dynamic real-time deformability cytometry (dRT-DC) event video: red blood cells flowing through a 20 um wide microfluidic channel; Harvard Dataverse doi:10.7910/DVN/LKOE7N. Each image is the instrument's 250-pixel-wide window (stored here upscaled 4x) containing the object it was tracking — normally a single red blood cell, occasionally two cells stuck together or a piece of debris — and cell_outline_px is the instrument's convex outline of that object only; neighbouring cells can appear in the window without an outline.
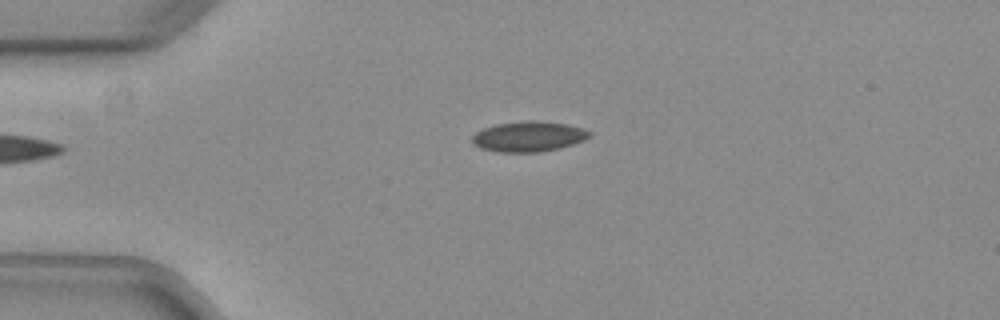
{"species": "common noctule bat (a hibernating species)", "species_latin": "Nyctalus noctula", "temperature_condition": "warm", "stored_images_in_passage": 41, "camera_frame_rate_fps": 3000, "um_per_image_px": 0.085, "animal": {"sex": "female", "body_mass_g": 29.2, "forearm_length_mm": 56.3}, "frame": {"image": 1, "passage_image": 1, "time_ms": 0.0, "image_size_px": [1000, 320], "cell_outline_px": [[592, 136], [584, 140], [572, 144], [556, 148], [536, 152], [500, 152], [480, 148], [472, 140], [472, 136], [476, 132], [484, 128], [496, 124], [528, 120], [536, 120], [568, 124], [584, 128], [592, 132]], "centroid_in_image_um": [44.96, 11.58], "position_along_channel_um": 40.0, "area_um2": 20.63}, "authors_computed_cell_mechanics": {"area_um2": 19.941, "velocity_mm_per_s": 3.9628, "shape_relaxation_time_tau1_ms": null, "shape_relaxation_time_tau2_ms": 1.5852, "deformation_change_tau1": null, "deformation_change_tau2": 0.0742}}